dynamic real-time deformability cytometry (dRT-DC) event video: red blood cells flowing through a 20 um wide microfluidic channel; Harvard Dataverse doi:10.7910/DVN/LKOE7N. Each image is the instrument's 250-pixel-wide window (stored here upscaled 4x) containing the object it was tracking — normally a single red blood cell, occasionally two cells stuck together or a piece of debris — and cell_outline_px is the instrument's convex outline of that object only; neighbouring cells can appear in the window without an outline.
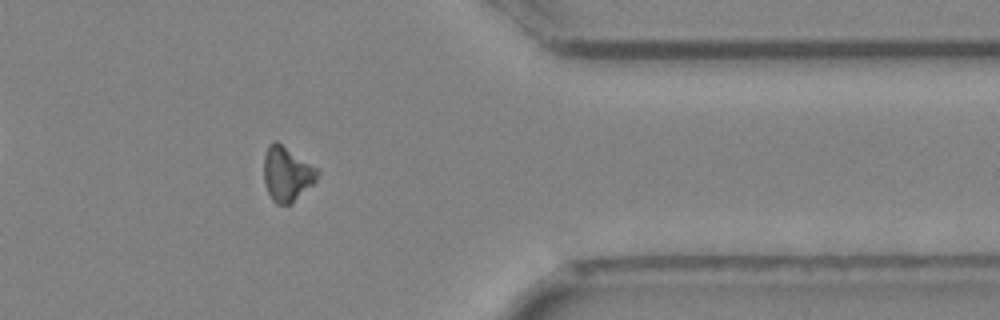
{"species": "Egyptian fruit bat (a non-hibernating species)", "species_latin": "Rousettus aegyptiacus", "temperature_condition": "cold", "stored_images_in_passage": 43, "camera_frame_rate_fps": 3000, "um_per_image_px": 0.085, "animal": {"sex": "female"}, "frame": {"image": 1, "passage_image": 37, "time_ms": 12.0, "image_size_px": [1000, 320], "cell_outline_px": [[320, 172], [316, 180], [292, 204], [276, 204], [272, 200], [268, 192], [264, 180], [264, 156], [268, 144], [272, 140], [276, 140], [316, 168]], "centroid_in_image_um": [24.36, 14.78], "position_along_channel_um": 387.0, "area_um2": 16.94}}